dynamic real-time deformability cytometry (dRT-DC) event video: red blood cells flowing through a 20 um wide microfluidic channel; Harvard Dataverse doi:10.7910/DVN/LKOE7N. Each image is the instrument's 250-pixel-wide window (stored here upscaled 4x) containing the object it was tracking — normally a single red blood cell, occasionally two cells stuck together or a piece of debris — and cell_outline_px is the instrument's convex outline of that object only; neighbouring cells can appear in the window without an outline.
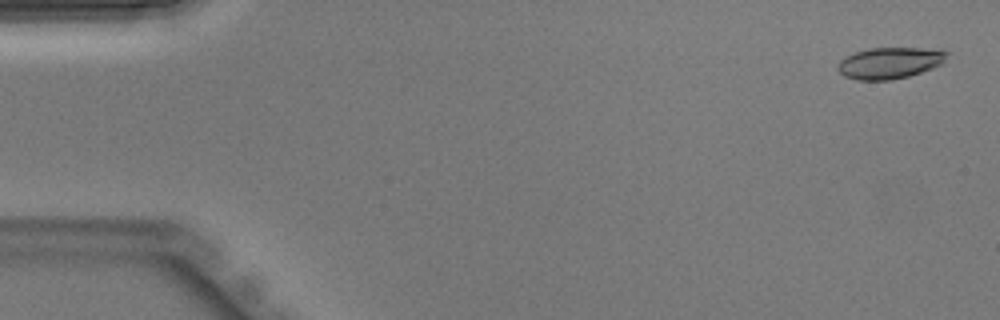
{"species": "Egyptian fruit bat (a non-hibernating species)", "species_latin": "Rousettus aegyptiacus", "temperature_condition": "warm", "stored_images_in_passage": 44, "camera_frame_rate_fps": 3000, "um_per_image_px": 0.085, "animal": {"sex": "male"}, "frame": {"image": 1, "passage_image": 2, "time_ms": 0.333, "image_size_px": [1000, 320], "cell_outline_px": [[948, 52], [944, 64], [908, 76], [892, 80], [856, 80], [844, 76], [836, 68], [840, 60], [856, 52], [868, 48], [920, 48]], "centroid_in_image_um": [75.61, 5.36], "position_along_channel_um": 9.4, "area_um2": 19.83}}
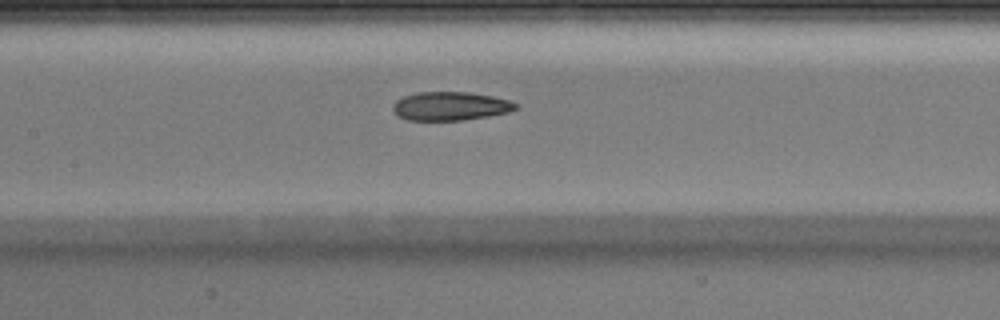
{"frame": {"image": 2, "passage_image": 21, "time_ms": 6.667, "image_size_px": [1000, 320], "cell_outline_px": [[520, 108], [508, 112], [488, 116], [464, 120], [408, 120], [396, 116], [392, 112], [392, 104], [396, 100], [404, 96], [416, 92], [468, 92], [492, 96], [508, 100], [520, 104]], "centroid_in_image_um": [38.26, 9.02], "position_along_channel_um": 169.1, "area_um2": 20.75}}
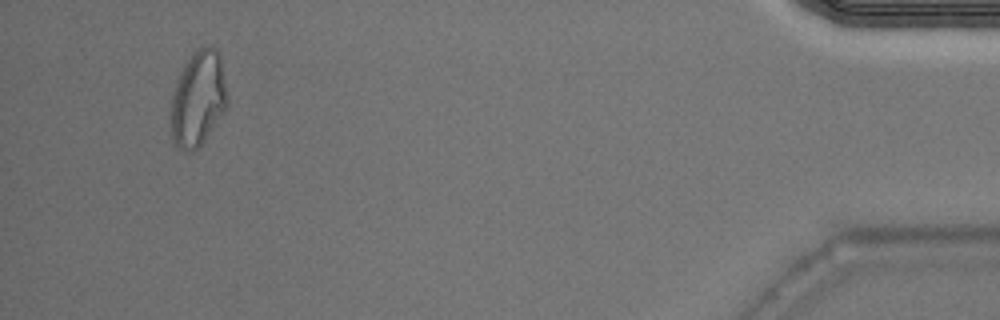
{"frame": {"image": 3, "passage_image": 42, "time_ms": 13.667, "image_size_px": [1000, 320], "cell_outline_px": [[228, 104], [224, 112], [204, 140], [192, 152], [184, 152], [172, 144], [172, 92], [176, 80], [188, 56], [196, 48], [212, 48], [220, 52], [228, 100]], "centroid_in_image_um": [16.83, 8.39], "position_along_channel_um": 418.4, "area_um2": 31.39}}